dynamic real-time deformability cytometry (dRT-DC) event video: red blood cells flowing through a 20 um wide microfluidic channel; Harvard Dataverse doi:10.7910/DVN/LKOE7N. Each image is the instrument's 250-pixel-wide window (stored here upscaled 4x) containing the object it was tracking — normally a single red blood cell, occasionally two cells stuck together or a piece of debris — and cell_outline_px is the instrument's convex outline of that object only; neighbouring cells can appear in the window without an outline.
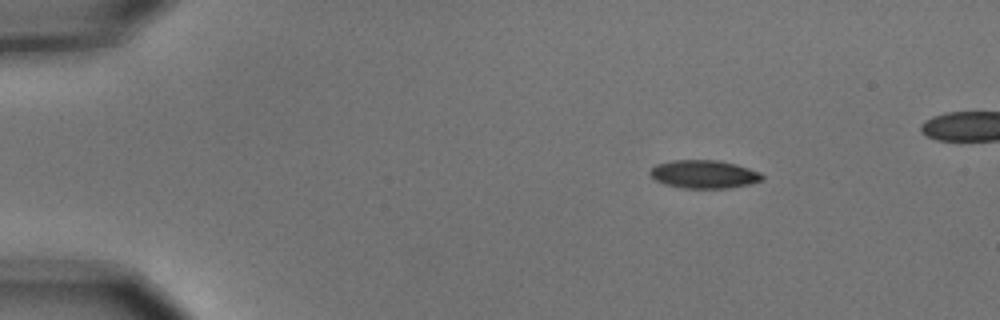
{"species": "common noctule bat (a hibernating species)", "species_latin": "Nyctalus noctula", "temperature_condition": "cold", "stored_images_in_passage": 5, "camera_frame_rate_fps": 3000, "um_per_image_px": 0.085, "animal": {"sex": "male", "body_mass_g": 15.6}, "frame": {"image": 1, "passage_image": 2, "time_ms": 0.333, "image_size_px": [1000, 320], "cell_outline_px": [[764, 180], [748, 184], [728, 188], [684, 188], [664, 184], [656, 180], [648, 172], [656, 164], [672, 160], [716, 160], [736, 164], [760, 172], [764, 176]], "centroid_in_image_um": [59.84, 14.8], "position_along_channel_um": 25.2, "area_um2": 18.38}}